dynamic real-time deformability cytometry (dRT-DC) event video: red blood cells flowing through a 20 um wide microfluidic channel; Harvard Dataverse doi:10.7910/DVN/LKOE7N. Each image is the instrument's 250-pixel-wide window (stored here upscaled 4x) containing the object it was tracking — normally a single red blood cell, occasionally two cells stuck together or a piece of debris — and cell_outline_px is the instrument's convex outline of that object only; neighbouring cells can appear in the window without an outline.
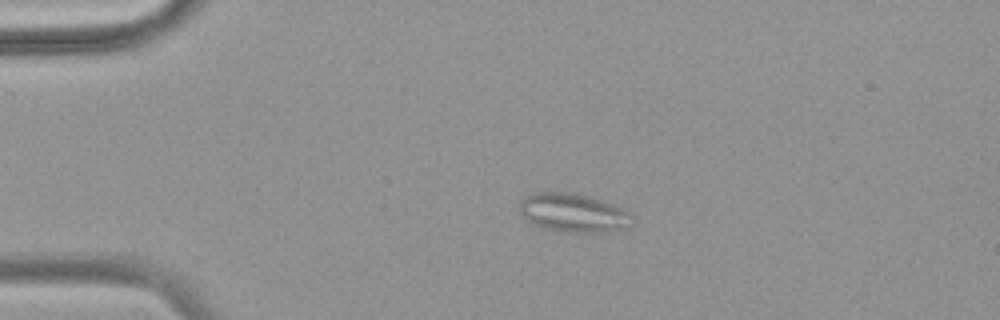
{"species": "common noctule bat (a hibernating species)", "species_latin": "Nyctalus noctula", "temperature_condition": "warm", "stored_images_in_passage": 44, "camera_frame_rate_fps": 3000, "um_per_image_px": 0.085, "animal": {"sex": "female", "body_mass_g": 18.4}, "frame": {"image": 1, "passage_image": 1, "time_ms": 0.0, "image_size_px": [1000, 320], "cell_outline_px": [[632, 216], [628, 228], [596, 232], [568, 232], [544, 228], [532, 224], [520, 212], [520, 200], [524, 196], [532, 192], [572, 192], [604, 200], [624, 208]], "centroid_in_image_um": [48.71, 18.06], "position_along_channel_um": 36.3, "area_um2": 25.43}}
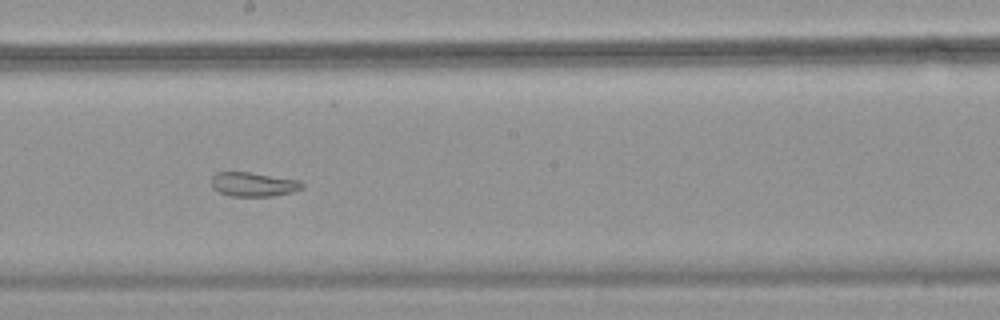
{"frame": {"image": 2, "passage_image": 20, "time_ms": 6.333, "image_size_px": [1000, 320], "cell_outline_px": [[304, 188], [292, 192], [272, 196], [232, 196], [220, 192], [212, 188], [212, 176], [216, 172], [248, 172], [300, 180], [304, 184]], "centroid_in_image_um": [21.56, 15.67], "position_along_channel_um": 226.6, "area_um2": 12.77}}
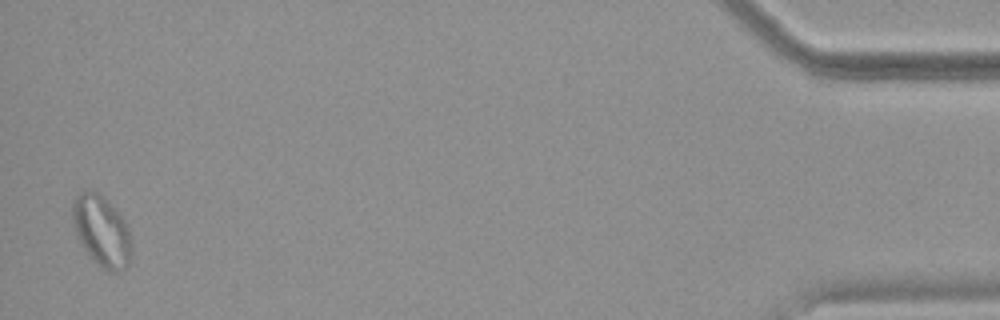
{"frame": {"image": 3, "passage_image": 43, "time_ms": 14.0, "image_size_px": [1000, 320], "cell_outline_px": [[132, 252], [128, 268], [120, 272], [108, 272], [100, 268], [92, 260], [80, 244], [72, 220], [72, 204], [76, 196], [80, 192], [96, 192], [124, 220], [128, 228], [132, 244]], "centroid_in_image_um": [8.65, 19.75], "position_along_channel_um": 426.5, "area_um2": 24.28}, "authors_computed_cell_mechanics": {"area_um2": 18.2648, "velocity_mm_per_s": 3.6919, "shape_relaxation_time_tau1_ms": null, "shape_relaxation_time_tau2_ms": 0.5942, "deformation_change_tau1": null, "deformation_change_tau2": 0.0622}}